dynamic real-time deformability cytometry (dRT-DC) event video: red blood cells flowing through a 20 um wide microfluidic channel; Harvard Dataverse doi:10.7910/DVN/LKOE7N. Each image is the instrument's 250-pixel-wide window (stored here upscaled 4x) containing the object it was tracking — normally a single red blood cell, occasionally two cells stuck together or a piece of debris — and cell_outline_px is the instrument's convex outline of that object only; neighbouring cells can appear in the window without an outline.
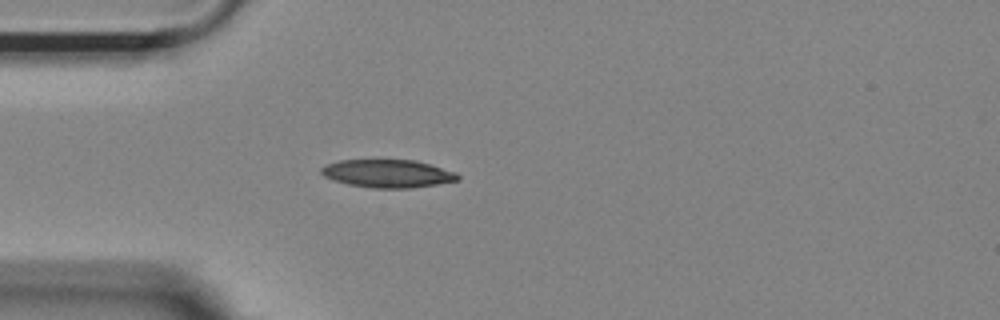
{"species": "Egyptian fruit bat (a non-hibernating species)", "species_latin": "Rousettus aegyptiacus", "temperature_condition": "room temperature", "stored_images_in_passage": 40, "camera_frame_rate_fps": 3000, "um_per_image_px": 0.085, "animal": {"sex": "female"}, "frame": {"image": 1, "passage_image": 1, "time_ms": 0.0, "image_size_px": [1000, 320], "cell_outline_px": [[460, 180], [412, 188], [372, 188], [348, 184], [324, 176], [320, 172], [320, 168], [328, 164], [340, 160], [416, 160], [432, 164], [456, 172], [460, 176]], "centroid_in_image_um": [33.0, 14.75], "position_along_channel_um": 52.0, "area_um2": 22.25}}
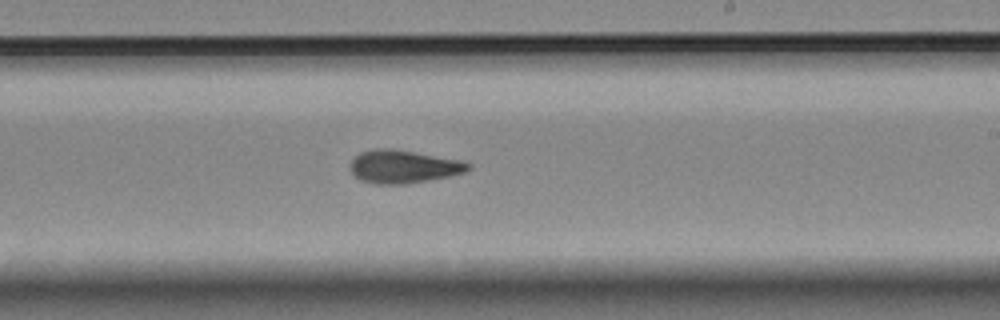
{"frame": {"image": 2, "passage_image": 18, "time_ms": 5.667, "image_size_px": [1000, 320], "cell_outline_px": [[472, 168], [464, 172], [448, 176], [428, 180], [404, 184], [376, 184], [360, 180], [352, 172], [352, 160], [360, 152], [376, 148], [388, 148], [460, 160], [472, 164]], "centroid_in_image_um": [34.3, 14.17], "position_along_channel_um": 254.7, "area_um2": 22.31}}
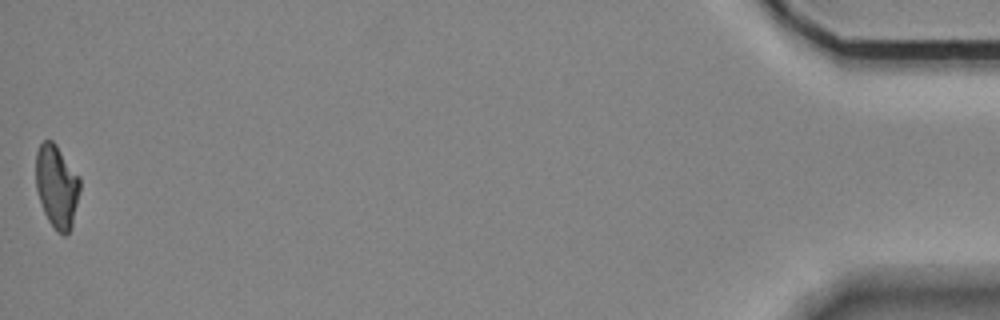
{"frame": {"image": 3, "passage_image": 40, "time_ms": 13.0, "image_size_px": [1000, 320], "cell_outline_px": [[80, 188], [72, 228], [64, 236], [56, 232], [48, 220], [44, 212], [36, 188], [36, 152], [40, 144], [44, 140], [52, 140], [56, 144], [80, 176]], "centroid_in_image_um": [4.84, 15.84], "position_along_channel_um": 430.4, "area_um2": 21.5}, "authors_computed_cell_mechanics": {"area_um2": 22.1374, "velocity_mm_per_s": 3.6957, "shape_relaxation_time_tau1_ms": 3.3455, "shape_relaxation_time_tau2_ms": 2.5979, "deformation_change_tau1": 0.152, "deformation_change_tau2": 0.1088}}